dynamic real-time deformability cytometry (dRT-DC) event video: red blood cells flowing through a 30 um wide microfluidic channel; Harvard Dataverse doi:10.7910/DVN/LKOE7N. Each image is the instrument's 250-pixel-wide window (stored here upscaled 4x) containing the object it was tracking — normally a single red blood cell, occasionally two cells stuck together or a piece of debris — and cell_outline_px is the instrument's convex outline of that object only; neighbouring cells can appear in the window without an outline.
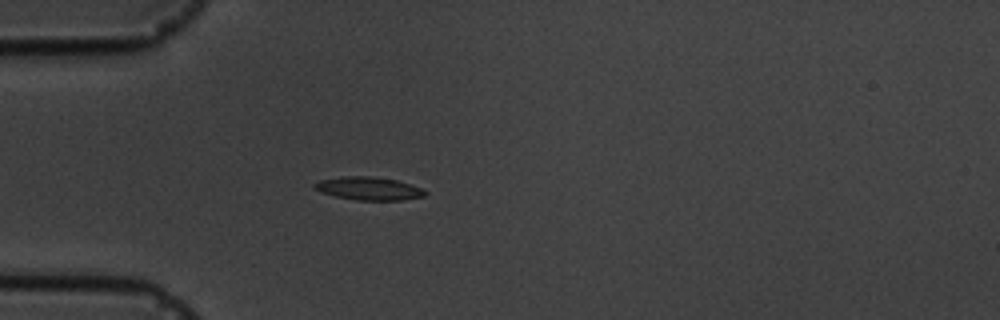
{"species": "common noctule bat (a hibernating species)", "species_latin": "Nyctalus noctula", "temperature_condition": "cold", "stored_images_in_passage": 4, "camera_frame_rate_fps": 3000, "um_per_image_px": 0.085, "animal": {"sex": "male", "body_mass_g": 19.5, "forearm_length_mm": 54.6}, "frame": {"image": 1, "passage_image": 4, "time_ms": 3.333, "image_size_px": [1000, 320], "cell_outline_px": [[428, 192], [424, 196], [400, 200], [356, 200], [336, 196], [320, 192], [312, 188], [312, 184], [320, 180], [344, 176], [368, 176], [396, 180], [420, 188]], "centroid_in_image_um": [31.28, 16.02], "position_along_channel_um": 53.7, "area_um2": 14.74}}